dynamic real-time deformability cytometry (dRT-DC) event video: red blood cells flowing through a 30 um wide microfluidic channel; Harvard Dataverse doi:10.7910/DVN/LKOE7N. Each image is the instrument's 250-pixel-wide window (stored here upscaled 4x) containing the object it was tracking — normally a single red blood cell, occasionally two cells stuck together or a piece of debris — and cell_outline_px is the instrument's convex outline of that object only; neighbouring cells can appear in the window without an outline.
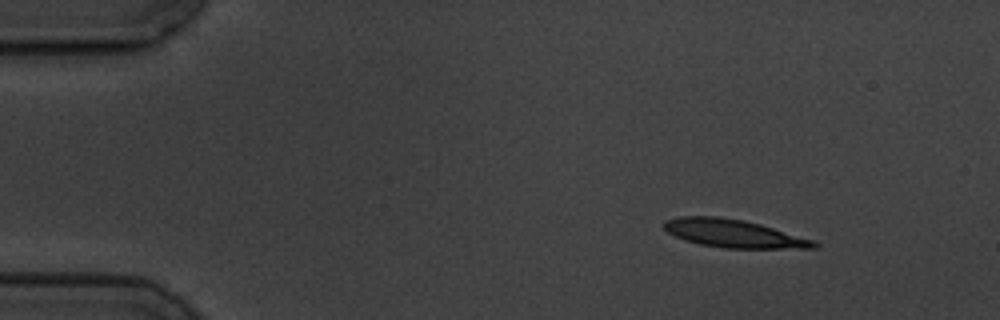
{"species": "common noctule bat (a hibernating species)", "species_latin": "Nyctalus noctula", "temperature_condition": "cold", "stored_images_in_passage": 5, "camera_frame_rate_fps": 3000, "um_per_image_px": 0.085, "animal": {"sex": "male", "body_mass_g": 19.5, "forearm_length_mm": 54.6}, "frame": {"image": 1, "passage_image": 1, "time_ms": 0.0, "image_size_px": [1000, 320], "cell_outline_px": [[820, 244], [816, 248], [724, 248], [700, 244], [684, 240], [668, 232], [660, 224], [664, 220], [676, 216], [720, 216], [744, 220], [760, 224], [812, 240]], "centroid_in_image_um": [62.27, 19.83], "position_along_channel_um": 22.7, "area_um2": 24.45}}
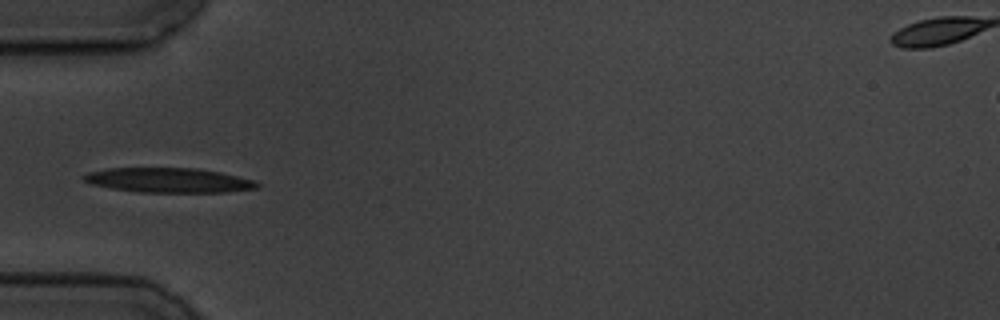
{"frame": {"image": 2, "passage_image": 4, "time_ms": 3.667, "image_size_px": [1000, 320], "cell_outline_px": [[260, 184], [256, 188], [224, 192], [140, 192], [112, 188], [92, 184], [84, 180], [80, 176], [88, 172], [108, 168], [200, 168], [220, 172], [256, 180]], "centroid_in_image_um": [14.34, 15.31], "position_along_channel_um": 70.7, "area_um2": 24.91}}
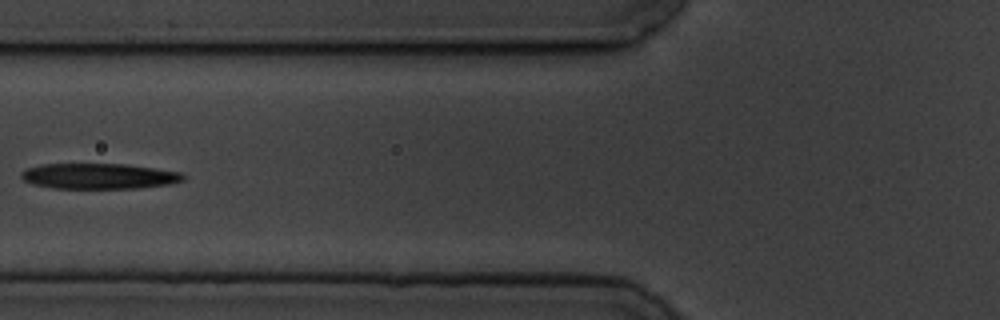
{"frame": {"image": 3, "passage_image": 5, "time_ms": 5.0, "image_size_px": [1000, 320], "cell_outline_px": [[188, 176], [184, 180], [168, 184], [140, 188], [56, 188], [32, 184], [24, 180], [20, 176], [20, 172], [28, 168], [40, 164], [124, 164], [180, 172]], "centroid_in_image_um": [8.41, 14.97], "position_along_channel_um": 117.4, "area_um2": 24.04}}